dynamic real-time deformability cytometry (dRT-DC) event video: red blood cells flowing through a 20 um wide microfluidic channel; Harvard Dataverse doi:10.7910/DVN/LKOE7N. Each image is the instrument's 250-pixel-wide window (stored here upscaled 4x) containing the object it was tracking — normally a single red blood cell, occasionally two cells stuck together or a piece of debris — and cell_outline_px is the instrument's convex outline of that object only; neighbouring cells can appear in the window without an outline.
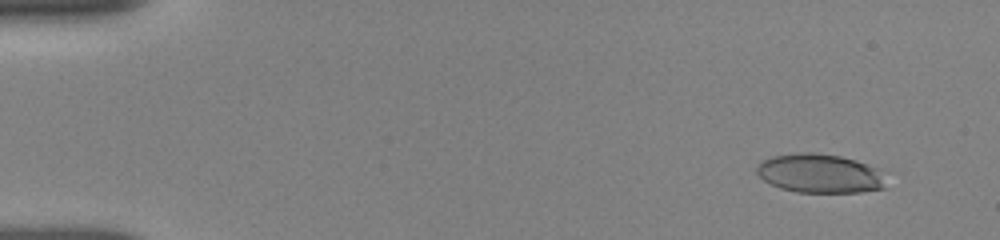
{"species": "human", "species_latin": "Homo sapiens", "temperature_condition": "room temperature", "stored_images_in_passage": 12, "camera_frame_rate_fps": 3000, "um_per_image_px": 0.085, "donor": {"sex": "female"}, "frame": {"image": 1, "passage_image": 2, "time_ms": 1.333, "image_size_px": [1000, 240], "cell_outline_px": [[884, 188], [860, 192], [796, 192], [780, 188], [764, 180], [756, 172], [756, 164], [760, 160], [772, 156], [800, 152], [812, 152], [840, 156], [856, 160], [876, 168]], "centroid_in_image_um": [69.57, 14.73], "position_along_channel_um": 15.4, "area_um2": 29.02}}
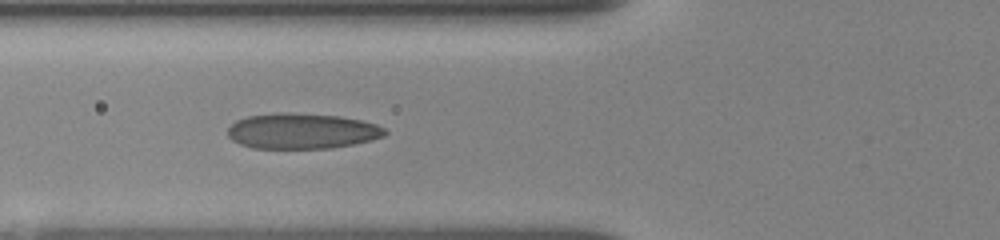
{"frame": {"image": 2, "passage_image": 11, "time_ms": 6.667, "image_size_px": [1000, 240], "cell_outline_px": [[388, 132], [384, 136], [372, 140], [332, 148], [252, 148], [240, 144], [232, 140], [228, 136], [228, 128], [236, 120], [248, 116], [288, 112], [340, 116], [360, 120], [376, 124], [384, 128]], "centroid_in_image_um": [25.67, 11.14], "position_along_channel_um": 100.1, "area_um2": 32.48}}
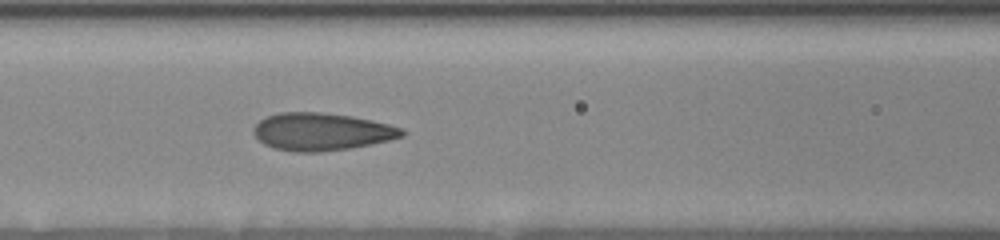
{"frame": {"image": 3, "passage_image": 12, "time_ms": 7.667, "image_size_px": [1000, 240], "cell_outline_px": [[408, 132], [404, 136], [372, 144], [348, 148], [320, 152], [292, 152], [276, 148], [264, 144], [252, 132], [252, 128], [264, 116], [280, 112], [320, 112], [352, 116], [372, 120], [404, 128]], "centroid_in_image_um": [27.34, 11.19], "position_along_channel_um": 139.3, "area_um2": 32.66}}